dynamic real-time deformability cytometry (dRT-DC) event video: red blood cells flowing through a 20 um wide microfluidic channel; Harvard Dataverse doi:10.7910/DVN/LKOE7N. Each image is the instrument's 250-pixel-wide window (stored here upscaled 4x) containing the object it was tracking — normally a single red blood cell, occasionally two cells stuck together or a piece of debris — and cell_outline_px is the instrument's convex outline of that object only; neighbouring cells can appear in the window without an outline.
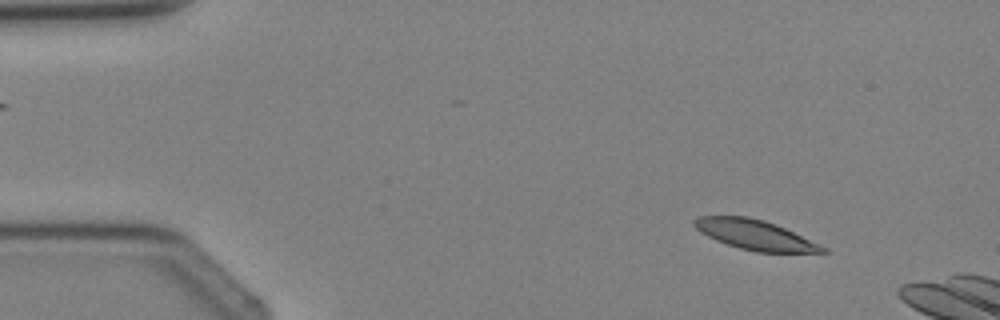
{"species": "Egyptian fruit bat (a non-hibernating species)", "species_latin": "Rousettus aegyptiacus", "temperature_condition": "cold", "stored_images_in_passage": 2, "camera_frame_rate_fps": 3000, "um_per_image_px": 0.085, "animal": {"sex": "female"}, "frame": {"image": 1, "passage_image": 1, "time_ms": 0.0, "image_size_px": [1000, 320], "cell_outline_px": [[828, 252], [756, 252], [740, 248], [716, 240], [700, 232], [692, 224], [692, 220], [700, 216], [748, 216], [764, 220], [776, 224], [828, 248]], "centroid_in_image_um": [64.16, 19.95], "position_along_channel_um": 20.8, "area_um2": 22.14}}